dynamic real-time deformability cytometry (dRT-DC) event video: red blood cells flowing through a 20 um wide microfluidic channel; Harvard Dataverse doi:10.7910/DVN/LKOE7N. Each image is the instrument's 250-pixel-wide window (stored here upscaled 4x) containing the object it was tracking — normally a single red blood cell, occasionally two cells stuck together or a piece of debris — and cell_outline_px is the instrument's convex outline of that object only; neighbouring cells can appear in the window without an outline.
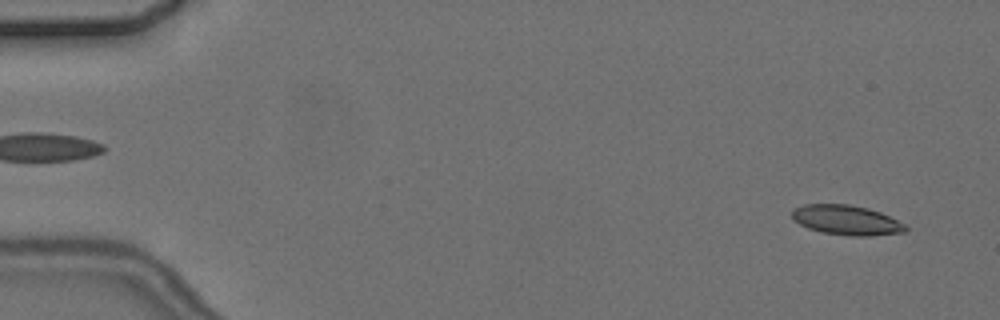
{"species": "common noctule bat (a hibernating species)", "species_latin": "Nyctalus noctula", "temperature_condition": "cold", "stored_images_in_passage": 4, "camera_frame_rate_fps": 3000, "um_per_image_px": 0.085, "animal": {"sex": "female", "body_mass_g": 24.6, "forearm_length_mm": 56.2}, "frame": {"image": 1, "passage_image": 4, "time_ms": 3.667, "image_size_px": [1000, 320], "cell_outline_px": [[908, 228], [904, 232], [872, 236], [848, 236], [824, 232], [808, 228], [792, 220], [792, 208], [804, 204], [848, 204], [868, 208], [880, 212], [904, 224]], "centroid_in_image_um": [71.92, 18.7], "position_along_channel_um": 13.1, "area_um2": 19.71}}